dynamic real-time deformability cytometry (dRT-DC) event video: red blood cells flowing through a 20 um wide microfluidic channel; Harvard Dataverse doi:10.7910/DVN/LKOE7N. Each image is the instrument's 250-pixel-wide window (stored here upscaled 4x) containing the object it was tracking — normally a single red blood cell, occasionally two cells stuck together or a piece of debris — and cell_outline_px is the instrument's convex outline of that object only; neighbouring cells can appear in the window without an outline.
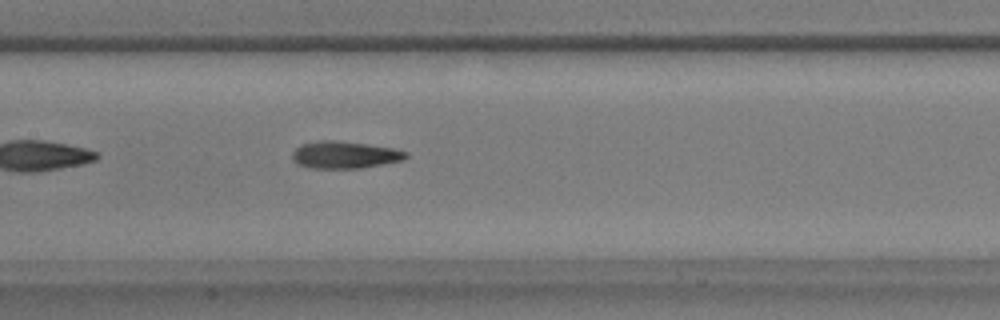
{"species": "common noctule bat (a hibernating species)", "species_latin": "Nyctalus noctula", "temperature_condition": "warm", "stored_images_in_passage": 31, "camera_frame_rate_fps": 3000, "um_per_image_px": 0.085, "animal": {"sex": "male", "body_mass_g": 17.9}, "frame": {"image": 1, "passage_image": 10, "time_ms": 3.0, "image_size_px": [1000, 320], "cell_outline_px": [[408, 156], [404, 160], [360, 168], [308, 168], [292, 160], [292, 152], [300, 144], [316, 140], [336, 140], [392, 148], [408, 152]], "centroid_in_image_um": [29.27, 13.16], "position_along_channel_um": 178.1, "area_um2": 17.98}, "authors_computed_cell_mechanics": {"area_um2": 17.8024, "velocity_mm_per_s": 3.9069, "shape_relaxation_time_tau1_ms": 3.8024, "shape_relaxation_time_tau2_ms": 3.2478, "deformation_change_tau1": 0.2045, "deformation_change_tau2": 0.1359}}